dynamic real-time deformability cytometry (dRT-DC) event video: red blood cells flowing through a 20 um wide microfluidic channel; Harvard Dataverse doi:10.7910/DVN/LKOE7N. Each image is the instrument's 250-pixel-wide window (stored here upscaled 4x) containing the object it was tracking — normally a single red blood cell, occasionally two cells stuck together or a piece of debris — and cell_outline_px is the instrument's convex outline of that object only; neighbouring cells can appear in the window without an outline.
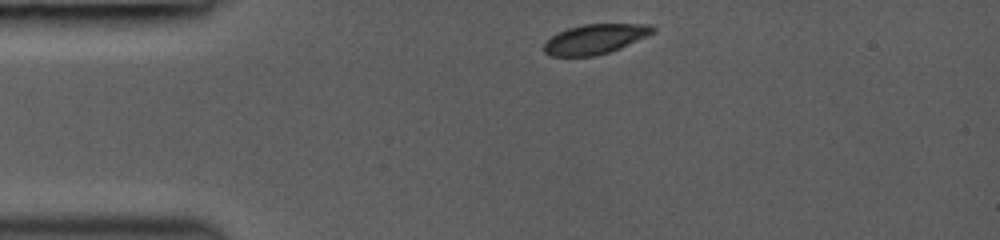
{"species": "common noctule bat (a hibernating species)", "species_latin": "Nyctalus noctula", "temperature_condition": "room temperature", "stored_images_in_passage": 30, "camera_frame_rate_fps": 3000, "um_per_image_px": 0.085, "animal": {"sex": "female", "body_mass_g": 19.0, "forearm_length_mm": 53.3}, "frame": {"image": 1, "passage_image": 1, "time_ms": 0.0, "image_size_px": [1000, 240], "cell_outline_px": [[656, 32], [620, 48], [596, 56], [548, 56], [544, 52], [544, 40], [568, 28], [584, 24], [652, 24], [656, 28]], "centroid_in_image_um": [50.59, 3.32], "position_along_channel_um": 34.4, "area_um2": 18.96}}
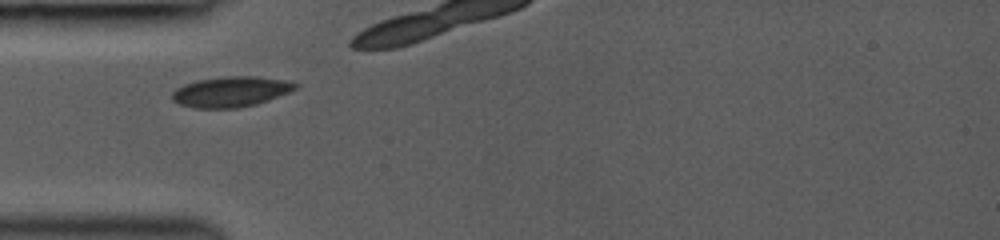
{"frame": {"image": 2, "passage_image": 6, "time_ms": 1.667, "image_size_px": [1000, 240], "cell_outline_px": [[300, 84], [296, 88], [288, 92], [268, 100], [256, 104], [240, 108], [192, 108], [180, 104], [172, 100], [172, 92], [176, 88], [184, 84], [196, 80], [228, 76], [252, 76], [284, 80]], "centroid_in_image_um": [19.59, 7.8], "position_along_channel_um": 65.4, "area_um2": 21.79}}
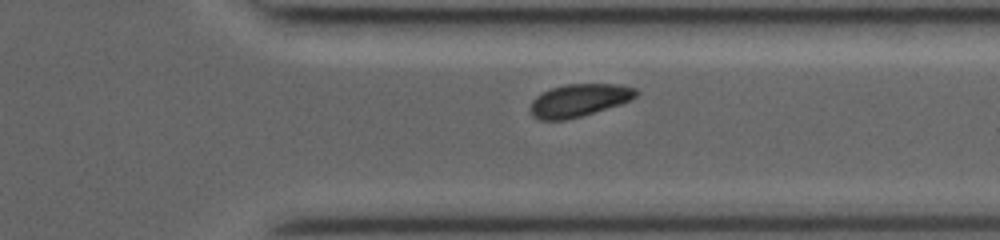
{"frame": {"image": 3, "passage_image": 27, "time_ms": 8.667, "image_size_px": [1000, 240], "cell_outline_px": [[640, 92], [636, 96], [620, 104], [580, 116], [564, 120], [540, 120], [532, 116], [528, 108], [532, 100], [536, 96], [552, 88], [564, 84], [620, 84], [636, 88]], "centroid_in_image_um": [49.19, 8.52], "position_along_channel_um": 362.2, "area_um2": 20.11}}